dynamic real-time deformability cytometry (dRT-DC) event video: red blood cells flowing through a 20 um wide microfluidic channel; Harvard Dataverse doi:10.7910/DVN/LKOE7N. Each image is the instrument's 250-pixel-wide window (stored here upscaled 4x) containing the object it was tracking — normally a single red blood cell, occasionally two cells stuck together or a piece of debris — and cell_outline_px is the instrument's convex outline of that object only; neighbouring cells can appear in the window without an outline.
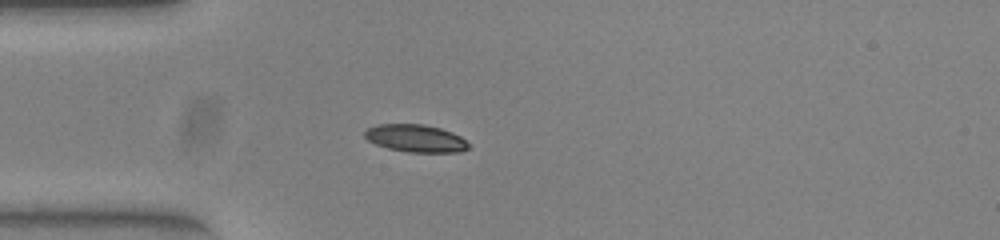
{"species": "common noctule bat (a hibernating species)", "species_latin": "Nyctalus noctula", "temperature_condition": "warm", "stored_images_in_passage": 39, "camera_frame_rate_fps": 3000, "um_per_image_px": 0.085, "animal": {"sex": "female", "body_mass_g": 23.0, "forearm_length_mm": 53.4}, "frame": {"image": 1, "passage_image": 1, "time_ms": 0.0, "image_size_px": [1000, 240], "cell_outline_px": [[468, 148], [460, 152], [408, 152], [388, 148], [376, 144], [368, 140], [364, 136], [364, 132], [368, 128], [376, 124], [424, 124], [440, 128], [452, 132], [460, 136], [468, 144]], "centroid_in_image_um": [35.31, 11.75], "position_along_channel_um": 49.7, "area_um2": 16.59}}
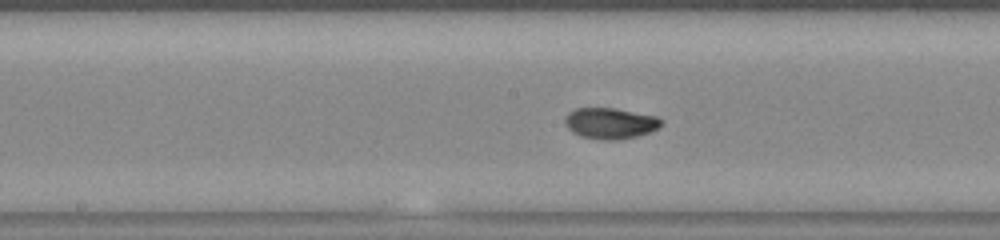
{"frame": {"image": 2, "passage_image": 13, "time_ms": 4.0, "image_size_px": [1000, 240], "cell_outline_px": [[664, 120], [656, 128], [648, 132], [636, 136], [612, 140], [604, 140], [580, 136], [572, 132], [568, 128], [564, 120], [568, 112], [576, 108], [616, 108], [656, 116]], "centroid_in_image_um": [51.84, 10.46], "position_along_channel_um": 196.4, "area_um2": 17.22}}
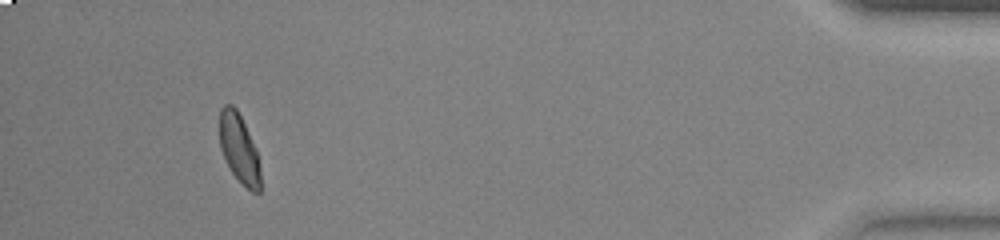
{"frame": {"image": 3, "passage_image": 35, "time_ms": 11.333, "image_size_px": [1000, 240], "cell_outline_px": [[260, 192], [252, 192], [232, 172], [220, 148], [220, 108], [224, 104], [232, 104], [236, 108], [256, 148], [260, 164]], "centroid_in_image_um": [20.33, 12.6], "position_along_channel_um": 414.9, "area_um2": 16.13}, "authors_computed_cell_mechanics": {"area_um2": 16.8198, "velocity_mm_per_s": 3.9462, "shape_relaxation_time_tau1_ms": 2.1958, "shape_relaxation_time_tau2_ms": 1.06, "deformation_change_tau1": 0.1287, "deformation_change_tau2": 0.0451}}